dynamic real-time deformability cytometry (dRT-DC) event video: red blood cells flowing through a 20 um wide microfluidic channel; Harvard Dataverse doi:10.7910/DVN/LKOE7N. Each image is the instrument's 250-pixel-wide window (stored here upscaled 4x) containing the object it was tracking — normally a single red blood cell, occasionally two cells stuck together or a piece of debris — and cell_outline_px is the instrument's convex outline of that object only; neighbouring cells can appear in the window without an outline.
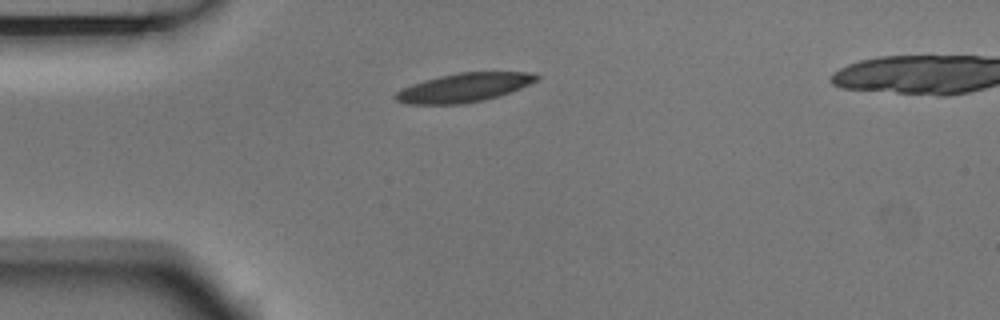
{"species": "Egyptian fruit bat (a non-hibernating species)", "species_latin": "Rousettus aegyptiacus", "temperature_condition": "room temperature", "stored_images_in_passage": 3, "camera_frame_rate_fps": 3000, "um_per_image_px": 0.085, "animal": {"sex": "male"}, "frame": {"image": 1, "passage_image": 1, "time_ms": 0.0, "image_size_px": [1000, 320], "cell_outline_px": [[540, 76], [536, 80], [520, 88], [484, 100], [464, 104], [408, 104], [396, 100], [392, 96], [396, 92], [412, 84], [424, 80], [440, 76], [460, 72], [532, 72]], "centroid_in_image_um": [39.41, 7.44], "position_along_channel_um": 45.6, "area_um2": 23.47}}
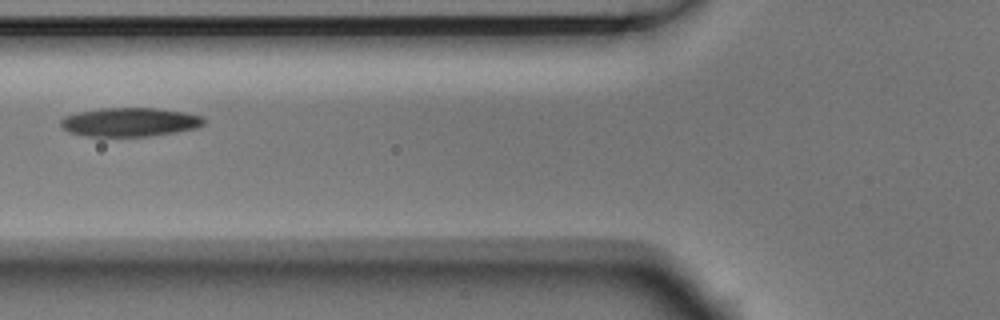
{"frame": {"image": 2, "passage_image": 3, "time_ms": 0.667, "image_size_px": [1000, 320], "cell_outline_px": [[204, 124], [200, 128], [176, 132], [148, 136], [88, 136], [68, 132], [60, 124], [60, 120], [64, 116], [76, 112], [104, 108], [156, 108], [184, 112], [200, 116], [204, 120]], "centroid_in_image_um": [11.03, 10.38], "position_along_channel_um": 114.8, "area_um2": 24.04}}